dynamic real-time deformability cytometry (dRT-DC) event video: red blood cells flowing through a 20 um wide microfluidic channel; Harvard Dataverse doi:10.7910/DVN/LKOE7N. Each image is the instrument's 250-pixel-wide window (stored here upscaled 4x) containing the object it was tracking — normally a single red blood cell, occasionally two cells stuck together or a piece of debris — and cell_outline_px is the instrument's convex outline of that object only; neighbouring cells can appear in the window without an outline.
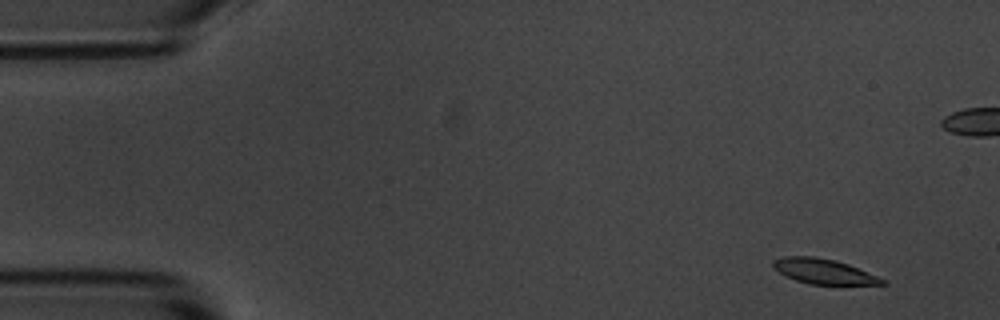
{"species": "common noctule bat (a hibernating species)", "species_latin": "Nyctalus noctula", "temperature_condition": "room temperature", "stored_images_in_passage": 5, "camera_frame_rate_fps": 3000, "um_per_image_px": 0.085, "animal": {"sex": "male", "body_mass_g": 20.1, "forearm_length_mm": 53.5}, "frame": {"image": 1, "passage_image": 1, "time_ms": 0.0, "image_size_px": [1000, 320], "cell_outline_px": [[888, 284], [808, 284], [784, 276], [772, 268], [772, 260], [784, 256], [816, 256], [836, 260], [848, 264], [876, 276], [884, 280]], "centroid_in_image_um": [69.92, 23.05], "position_along_channel_um": 15.1, "area_um2": 15.9}}